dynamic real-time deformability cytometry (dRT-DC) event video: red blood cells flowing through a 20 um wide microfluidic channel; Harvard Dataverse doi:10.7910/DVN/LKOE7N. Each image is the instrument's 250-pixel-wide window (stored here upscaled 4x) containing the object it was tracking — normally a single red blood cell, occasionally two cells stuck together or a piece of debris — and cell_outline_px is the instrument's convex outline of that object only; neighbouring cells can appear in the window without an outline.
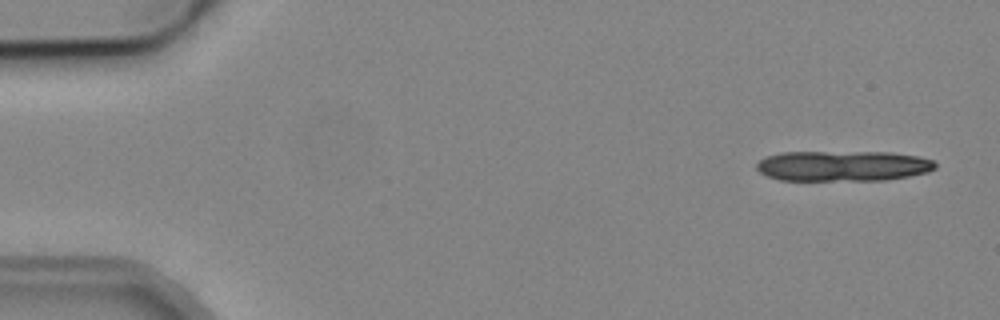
{"species": "common noctule bat (a hibernating species)", "species_latin": "Nyctalus noctula", "temperature_condition": "cold", "stored_images_in_passage": 5, "camera_frame_rate_fps": 3000, "um_per_image_px": 0.085, "animal": {"sex": "male", "body_mass_g": 19.2, "forearm_length_mm": 51.8}, "frame": {"image": 1, "passage_image": 1, "time_ms": 0.0, "image_size_px": [1000, 320], "cell_outline_px": [[936, 168], [928, 172], [888, 180], [780, 180], [768, 176], [760, 172], [756, 168], [756, 164], [764, 156], [780, 152], [892, 152], [920, 156], [932, 160], [936, 164]], "centroid_in_image_um": [71.65, 14.09], "position_along_channel_um": 13.4, "area_um2": 31.96}}
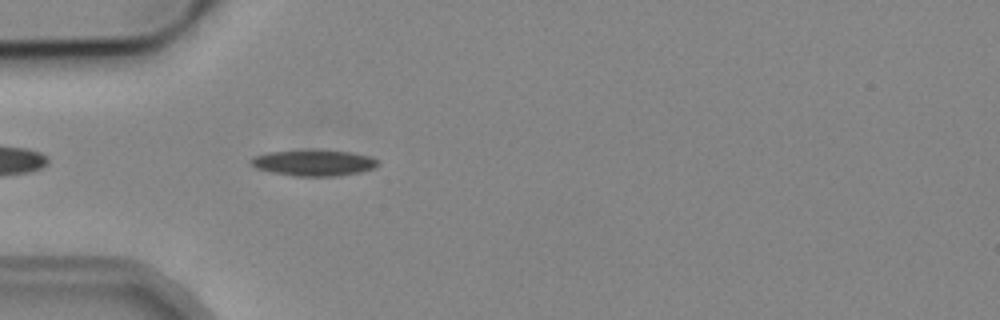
{"frame": {"image": 2, "passage_image": 5, "time_ms": 4.667, "image_size_px": [1000, 320], "cell_outline_px": [[380, 164], [372, 168], [360, 172], [332, 176], [296, 176], [272, 172], [256, 168], [248, 160], [252, 156], [268, 152], [348, 152], [372, 156], [380, 160]], "centroid_in_image_um": [26.68, 13.87], "position_along_channel_um": 58.3, "area_um2": 18.55}}